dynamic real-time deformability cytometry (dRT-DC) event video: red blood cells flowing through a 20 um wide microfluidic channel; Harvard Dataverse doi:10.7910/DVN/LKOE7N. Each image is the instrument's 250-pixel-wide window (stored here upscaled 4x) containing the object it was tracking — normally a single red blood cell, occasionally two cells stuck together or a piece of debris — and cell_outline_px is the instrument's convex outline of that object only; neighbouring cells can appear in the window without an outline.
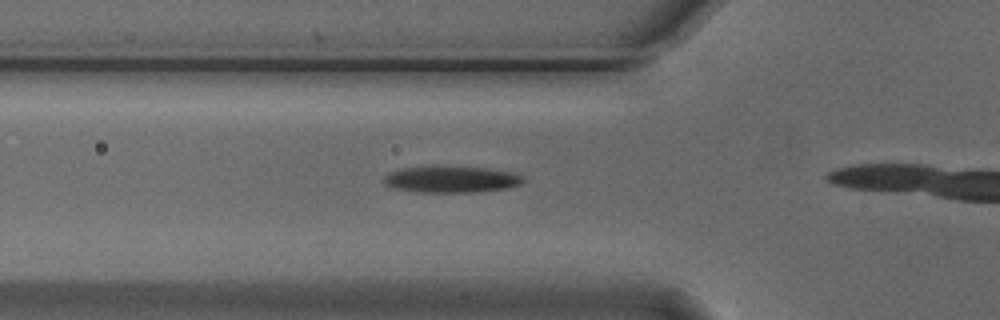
{"species": "Egyptian fruit bat (a non-hibernating species)", "species_latin": "Rousettus aegyptiacus", "temperature_condition": "cold", "stored_images_in_passage": 8, "camera_frame_rate_fps": 3000, "um_per_image_px": 0.085, "animal": {"sex": "male"}, "frame": {"image": 1, "passage_image": 6, "time_ms": 1.667, "image_size_px": [1000, 320], "cell_outline_px": [[528, 180], [524, 184], [508, 188], [476, 192], [416, 192], [396, 188], [384, 184], [380, 180], [388, 172], [404, 168], [432, 164], [436, 164], [484, 168], [512, 172], [524, 176]], "centroid_in_image_um": [38.37, 15.22], "position_along_channel_um": 87.4, "area_um2": 22.43}}